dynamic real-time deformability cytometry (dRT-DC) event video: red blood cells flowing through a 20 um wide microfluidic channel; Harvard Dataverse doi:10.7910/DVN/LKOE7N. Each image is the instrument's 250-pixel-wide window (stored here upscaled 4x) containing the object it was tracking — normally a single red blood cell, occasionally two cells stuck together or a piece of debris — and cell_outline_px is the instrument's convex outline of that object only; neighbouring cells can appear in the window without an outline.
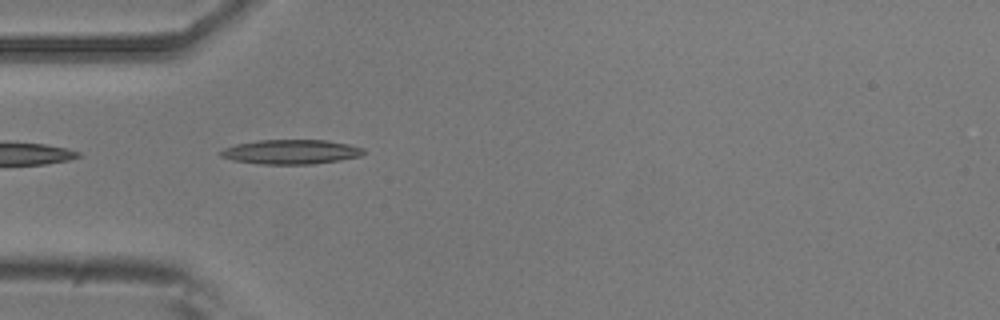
{"species": "common noctule bat (a hibernating species)", "species_latin": "Nyctalus noctula", "temperature_condition": "room temperature", "stored_images_in_passage": 8, "camera_frame_rate_fps": 3000, "um_per_image_px": 0.085, "animal": {"sex": "male", "body_mass_g": 20.5, "forearm_length_mm": 52.5}, "frame": {"image": 1, "passage_image": 4, "time_ms": 1.0, "image_size_px": [1000, 320], "cell_outline_px": [[364, 152], [360, 156], [312, 164], [260, 164], [232, 160], [220, 156], [216, 152], [224, 148], [236, 144], [260, 140], [328, 140], [348, 144], [364, 148]], "centroid_in_image_um": [24.67, 12.9], "position_along_channel_um": 60.3, "area_um2": 20.35}}
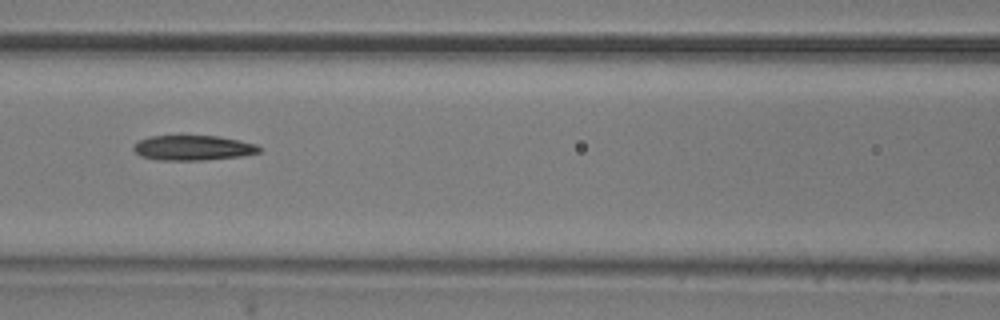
{"frame": {"image": 2, "passage_image": 6, "time_ms": 1.667, "image_size_px": [1000, 320], "cell_outline_px": [[260, 152], [244, 156], [204, 160], [160, 160], [140, 156], [132, 148], [140, 140], [148, 136], [220, 136], [240, 140], [256, 144], [260, 148]], "centroid_in_image_um": [16.44, 12.57], "position_along_channel_um": 150.2, "area_um2": 18.32}}
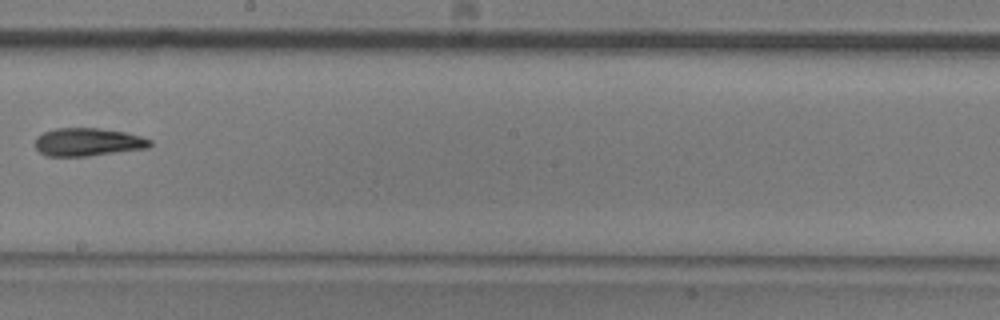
{"frame": {"image": 3, "passage_image": 8, "time_ms": 2.333, "image_size_px": [1000, 320], "cell_outline_px": [[152, 144], [148, 148], [88, 156], [44, 156], [36, 148], [36, 136], [44, 132], [56, 128], [100, 128], [124, 132], [140, 136], [152, 140]], "centroid_in_image_um": [7.47, 12.07], "position_along_channel_um": 240.7, "area_um2": 18.79}}